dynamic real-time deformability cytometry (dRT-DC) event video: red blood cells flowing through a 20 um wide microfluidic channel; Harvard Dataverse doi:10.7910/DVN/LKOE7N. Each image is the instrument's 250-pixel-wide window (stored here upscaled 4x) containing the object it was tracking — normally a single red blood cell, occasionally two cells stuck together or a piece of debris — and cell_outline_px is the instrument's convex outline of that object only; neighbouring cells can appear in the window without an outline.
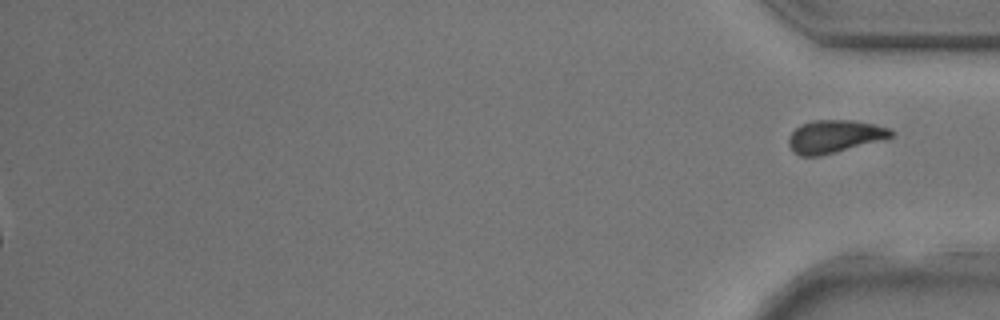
{"species": "common noctule bat (a hibernating species)", "species_latin": "Nyctalus noctula", "temperature_condition": "room temperature", "stored_images_in_passage": 41, "segment_of_instrument_passage": [2, 2], "camera_frame_rate_fps": 3000, "um_per_image_px": 0.085, "animal": {"sex": "male", "body_mass_g": 17.9, "forearm_length_mm": 54.2}, "frame": {"image": 1, "passage_image": 41, "time_ms": 13.333, "image_size_px": [1000, 320], "cell_outline_px": [[896, 136], [884, 140], [820, 156], [800, 156], [792, 152], [788, 144], [788, 136], [800, 124], [812, 120], [856, 120], [888, 128], [896, 132]], "centroid_in_image_um": [70.95, 11.6], "position_along_channel_um": 364.3, "area_um2": 19.94}}